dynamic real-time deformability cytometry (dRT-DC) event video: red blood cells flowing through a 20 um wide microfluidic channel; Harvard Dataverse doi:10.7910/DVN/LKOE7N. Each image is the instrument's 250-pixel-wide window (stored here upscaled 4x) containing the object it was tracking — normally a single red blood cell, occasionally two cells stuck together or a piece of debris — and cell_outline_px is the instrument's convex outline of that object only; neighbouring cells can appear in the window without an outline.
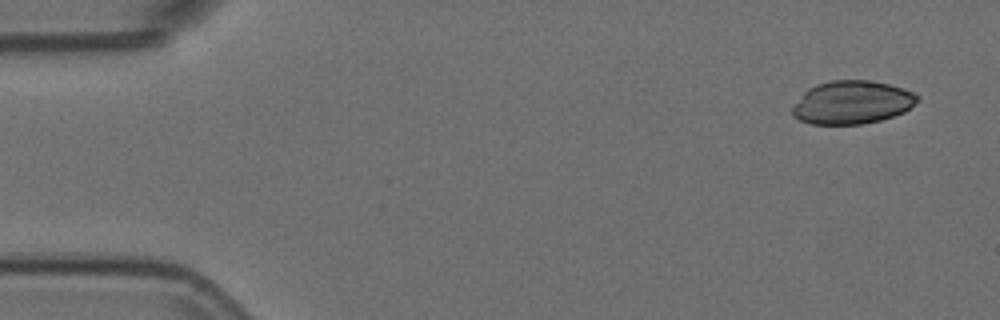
{"species": "Egyptian fruit bat (a non-hibernating species)", "species_latin": "Rousettus aegyptiacus", "temperature_condition": "room temperature", "stored_images_in_passage": 9, "camera_frame_rate_fps": 3000, "um_per_image_px": 0.085, "animal": {"sex": "female"}, "frame": {"image": 1, "passage_image": 1, "time_ms": 0.0, "image_size_px": [1000, 320], "cell_outline_px": [[920, 100], [904, 112], [880, 120], [864, 124], [812, 124], [800, 120], [792, 116], [792, 108], [804, 92], [808, 88], [816, 84], [832, 80], [868, 80], [888, 84], [912, 92], [920, 96]], "centroid_in_image_um": [72.42, 8.7], "position_along_channel_um": 12.6, "area_um2": 31.39}}
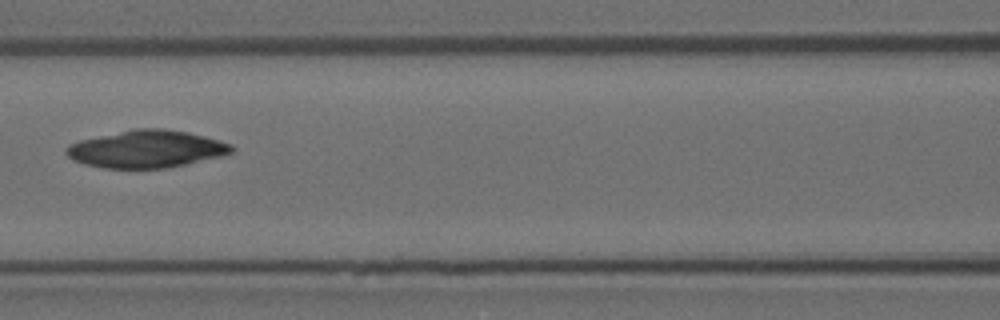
{"frame": {"image": 2, "passage_image": 7, "time_ms": 2.0, "image_size_px": [1000, 320], "cell_outline_px": [[236, 148], [232, 152], [220, 156], [168, 168], [104, 168], [84, 164], [72, 160], [64, 152], [72, 144], [80, 140], [132, 128], [164, 128], [188, 132], [220, 140], [232, 144]], "centroid_in_image_um": [12.47, 12.66], "position_along_channel_um": 154.1, "area_um2": 36.07}}
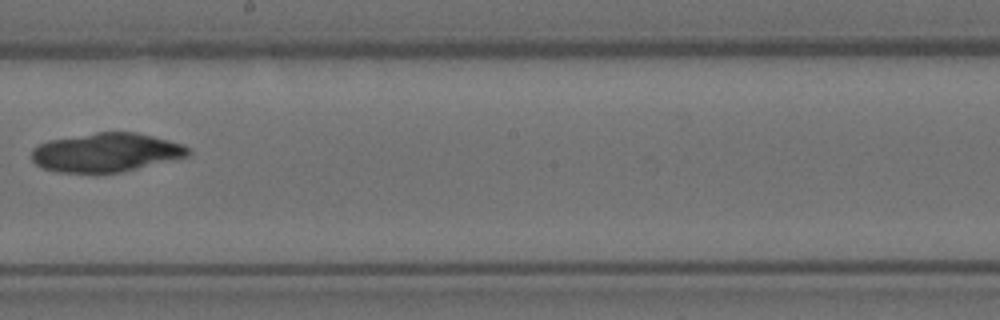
{"frame": {"image": 3, "passage_image": 9, "time_ms": 2.667, "image_size_px": [1000, 320], "cell_outline_px": [[192, 152], [188, 156], [120, 172], [56, 172], [40, 168], [32, 160], [32, 148], [48, 140], [96, 132], [136, 132], [184, 144]], "centroid_in_image_um": [8.99, 12.95], "position_along_channel_um": 239.2, "area_um2": 35.32}}